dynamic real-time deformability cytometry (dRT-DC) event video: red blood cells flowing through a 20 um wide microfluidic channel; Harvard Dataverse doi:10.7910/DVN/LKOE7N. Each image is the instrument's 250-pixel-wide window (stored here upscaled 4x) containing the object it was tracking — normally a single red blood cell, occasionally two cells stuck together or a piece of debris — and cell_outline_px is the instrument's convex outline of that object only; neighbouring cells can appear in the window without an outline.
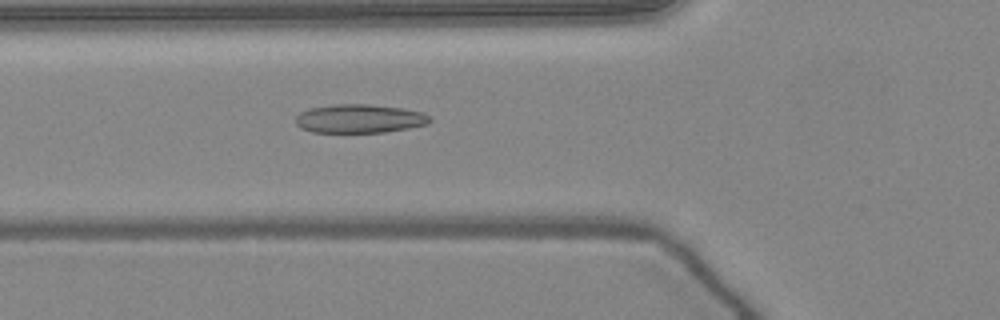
{"species": "common noctule bat (a hibernating species)", "species_latin": "Nyctalus noctula", "temperature_condition": "warm", "stored_images_in_passage": 32, "camera_frame_rate_fps": 3000, "um_per_image_px": 0.085, "animal": {"sex": "female", "body_mass_g": 24.6, "forearm_length_mm": 56.2}, "frame": {"image": 1, "passage_image": 12, "time_ms": 3.667, "image_size_px": [1000, 320], "cell_outline_px": [[432, 120], [428, 124], [408, 128], [384, 132], [312, 132], [300, 128], [296, 124], [296, 116], [300, 112], [308, 108], [332, 104], [368, 104], [400, 108], [420, 112], [432, 116]], "centroid_in_image_um": [30.53, 10.08], "position_along_channel_um": 95.3, "area_um2": 22.48}}
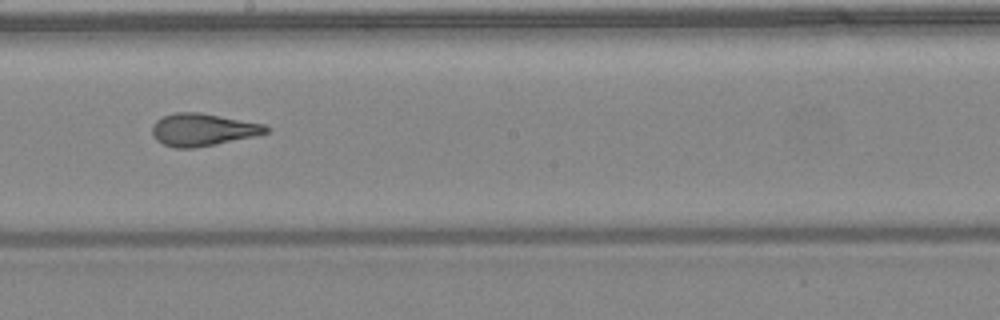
{"frame": {"image": 2, "passage_image": 22, "time_ms": 7.0, "image_size_px": [1000, 320], "cell_outline_px": [[268, 132], [256, 136], [216, 144], [192, 148], [176, 148], [164, 144], [156, 140], [152, 132], [152, 124], [156, 120], [164, 116], [176, 112], [200, 112], [264, 124], [268, 128]], "centroid_in_image_um": [17.22, 11.02], "position_along_channel_um": 231.0, "area_um2": 21.44}}
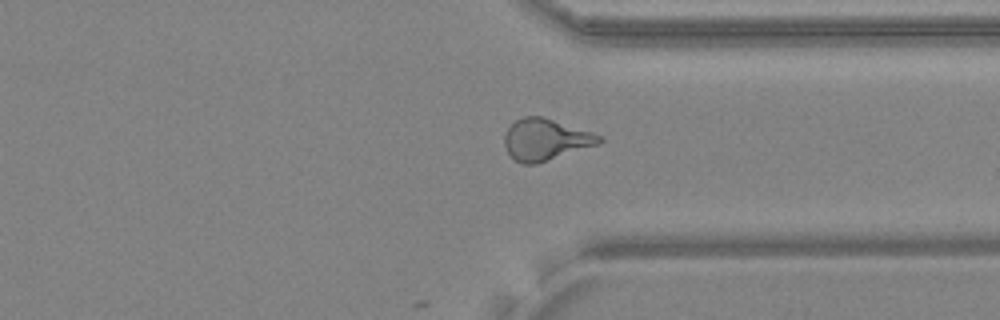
{"frame": {"image": 3, "passage_image": 32, "time_ms": 10.333, "image_size_px": [1000, 320], "cell_outline_px": [[604, 140], [600, 144], [536, 164], [524, 164], [516, 160], [508, 152], [504, 144], [504, 136], [508, 128], [516, 120], [524, 116], [540, 116], [592, 132], [604, 136]], "centroid_in_image_um": [46.4, 11.87], "position_along_channel_um": 365.0, "area_um2": 22.77}, "authors_computed_cell_mechanics": {"area_um2": 21.4727, "velocity_mm_per_s": 4.0478, "shape_relaxation_time_tau1_ms": null, "shape_relaxation_time_tau2_ms": 1.0438, "deformation_change_tau1": null, "deformation_change_tau2": 0.0822}}